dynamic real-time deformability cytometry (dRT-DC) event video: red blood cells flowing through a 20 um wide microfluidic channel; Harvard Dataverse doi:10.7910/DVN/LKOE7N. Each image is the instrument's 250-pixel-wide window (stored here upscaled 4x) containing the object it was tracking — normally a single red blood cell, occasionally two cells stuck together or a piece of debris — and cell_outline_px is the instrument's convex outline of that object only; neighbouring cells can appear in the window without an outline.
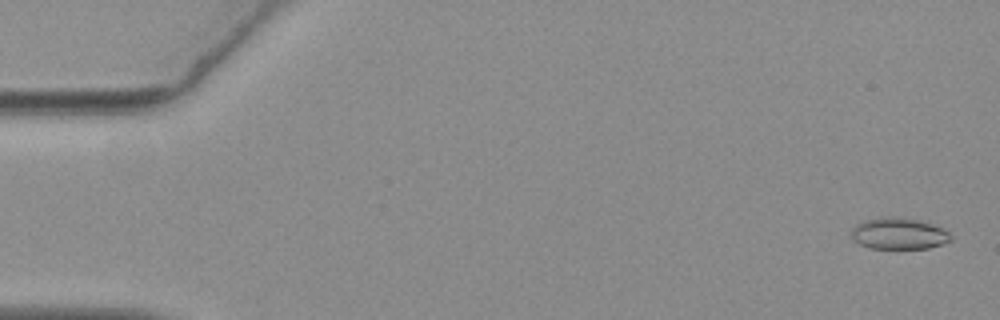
{"species": "common noctule bat (a hibernating species)", "species_latin": "Nyctalus noctula", "temperature_condition": "warm", "stored_images_in_passage": 55, "camera_frame_rate_fps": 3000, "um_per_image_px": 0.085, "animal": {"sex": "female", "body_mass_g": 19.3, "forearm_length_mm": 54.1}, "frame": {"image": 1, "passage_image": 1, "time_ms": 0.0, "image_size_px": [1000, 320], "cell_outline_px": [[952, 240], [928, 248], [868, 248], [860, 244], [852, 236], [852, 228], [856, 224], [868, 220], [888, 216], [892, 216], [916, 220], [932, 224], [948, 232], [952, 236]], "centroid_in_image_um": [76.4, 19.86], "position_along_channel_um": 8.6, "area_um2": 17.8}}
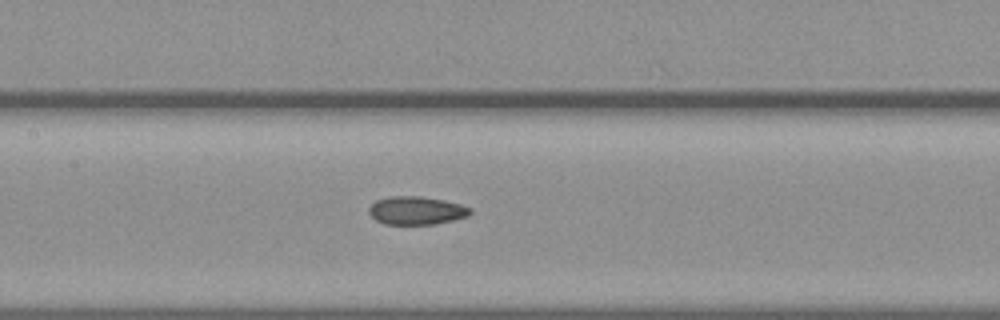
{"frame": {"image": 2, "passage_image": 26, "time_ms": 8.333, "image_size_px": [1000, 320], "cell_outline_px": [[472, 212], [468, 216], [436, 224], [384, 224], [376, 220], [368, 212], [368, 208], [376, 200], [388, 196], [420, 196], [444, 200], [460, 204], [472, 208]], "centroid_in_image_um": [35.39, 17.89], "position_along_channel_um": 172.0, "area_um2": 16.7}}
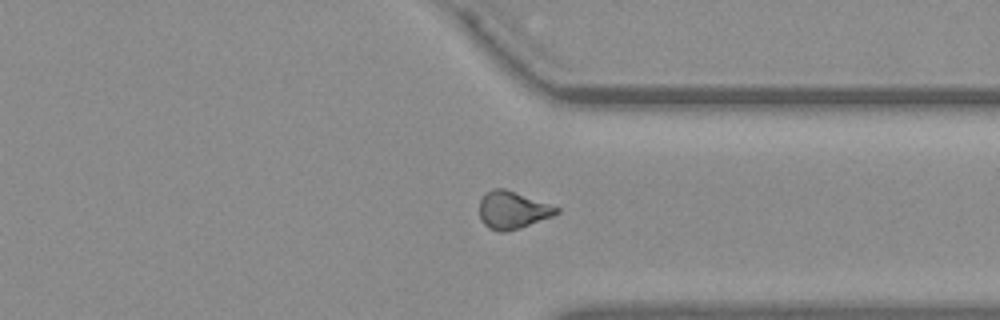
{"frame": {"image": 3, "passage_image": 42, "time_ms": 13.667, "image_size_px": [1000, 320], "cell_outline_px": [[560, 212], [552, 216], [520, 228], [504, 232], [500, 232], [488, 228], [480, 220], [480, 200], [484, 192], [492, 188], [504, 188], [560, 208]], "centroid_in_image_um": [43.53, 17.85], "position_along_channel_um": 367.9, "area_um2": 16.82}}